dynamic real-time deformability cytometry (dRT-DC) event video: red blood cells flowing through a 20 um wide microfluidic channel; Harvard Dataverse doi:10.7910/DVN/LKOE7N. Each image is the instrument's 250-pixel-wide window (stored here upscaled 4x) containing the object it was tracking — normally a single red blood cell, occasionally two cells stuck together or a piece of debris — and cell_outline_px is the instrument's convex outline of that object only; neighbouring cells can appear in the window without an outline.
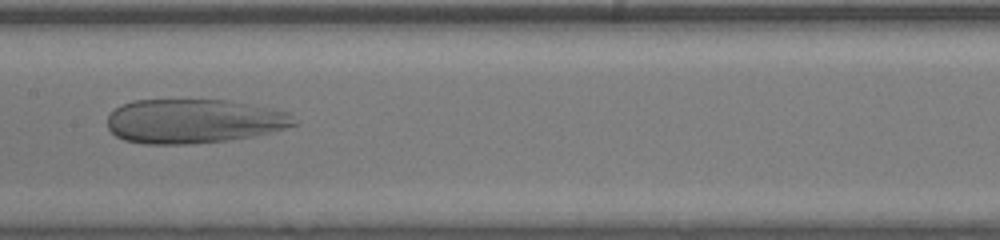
{"species": "human", "species_latin": "Homo sapiens", "temperature_condition": "room temperature", "stored_images_in_passage": 58, "camera_frame_rate_fps": 3000, "um_per_image_px": 0.085, "donor": {"sex": "male"}, "frame": {"image": 1, "passage_image": 36, "time_ms": 11.667, "image_size_px": [1000, 240], "cell_outline_px": [[296, 124], [284, 128], [252, 136], [228, 140], [188, 144], [144, 144], [124, 140], [116, 136], [108, 128], [108, 116], [116, 108], [132, 100], [228, 100], [288, 112], [292, 116]], "centroid_in_image_um": [16.42, 10.3], "position_along_channel_um": 191.0, "area_um2": 47.74}}
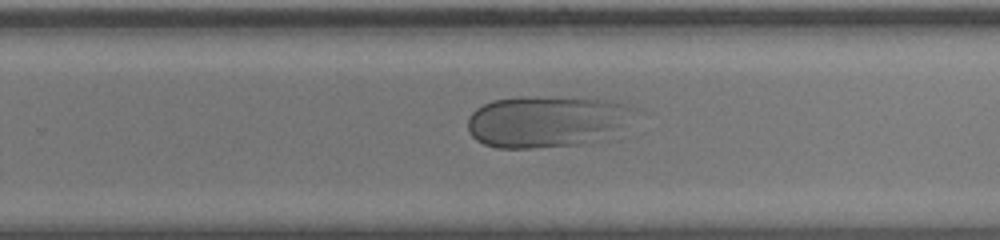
{"frame": {"image": 2, "passage_image": 43, "time_ms": 14.0, "image_size_px": [1000, 240], "cell_outline_px": [[636, 108], [604, 140], [580, 144], [532, 148], [496, 148], [484, 144], [476, 140], [468, 132], [468, 116], [476, 108], [492, 100], [520, 96], [556, 96], [604, 100], [624, 104]], "centroid_in_image_um": [46.33, 10.31], "position_along_channel_um": 283.5, "area_um2": 49.94}}
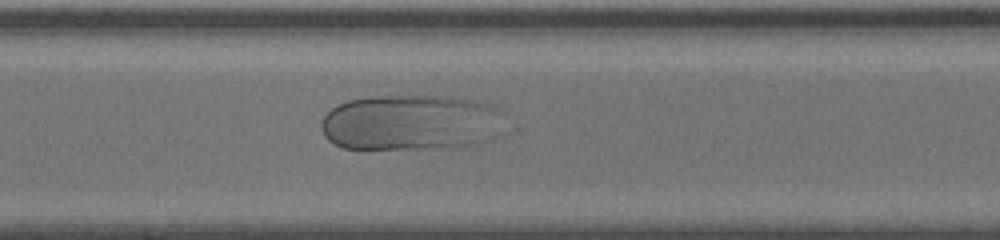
{"frame": {"image": 3, "passage_image": 47, "time_ms": 15.333, "image_size_px": [1000, 240], "cell_outline_px": [[504, 112], [496, 136], [492, 140], [480, 144], [452, 148], [340, 148], [332, 144], [324, 136], [320, 124], [324, 116], [332, 108], [348, 100], [372, 96], [444, 96], [472, 100], [488, 104]], "centroid_in_image_um": [34.92, 10.43], "position_along_channel_um": 335.7, "area_um2": 60.05}}